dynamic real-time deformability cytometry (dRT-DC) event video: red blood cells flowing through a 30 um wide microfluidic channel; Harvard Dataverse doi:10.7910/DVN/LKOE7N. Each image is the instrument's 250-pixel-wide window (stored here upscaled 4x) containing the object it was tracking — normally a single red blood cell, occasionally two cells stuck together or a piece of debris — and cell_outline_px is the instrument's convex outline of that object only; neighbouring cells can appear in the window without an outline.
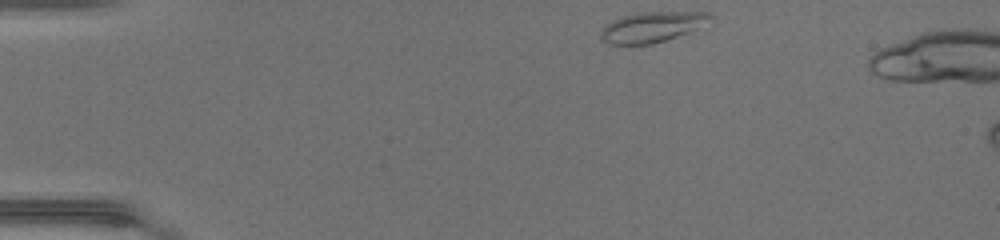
{"species": "common noctule bat (a hibernating species)", "species_latin": "Nyctalus noctula", "temperature_condition": "warm", "stored_images_in_passage": 6, "camera_frame_rate_fps": 3000, "um_per_image_px": 0.085, "animal": {"sex": "female", "body_mass_g": 17.0, "forearm_length_mm": 48.0}, "frame": {"image": 1, "passage_image": 1, "time_ms": 0.0, "image_size_px": [1000, 240], "cell_outline_px": [[712, 16], [696, 28], [688, 32], [652, 44], [612, 44], [600, 40], [600, 28], [612, 20], [624, 16], [640, 12], [708, 12]], "centroid_in_image_um": [55.31, 2.29], "position_along_channel_um": 29.7, "area_um2": 18.96}}